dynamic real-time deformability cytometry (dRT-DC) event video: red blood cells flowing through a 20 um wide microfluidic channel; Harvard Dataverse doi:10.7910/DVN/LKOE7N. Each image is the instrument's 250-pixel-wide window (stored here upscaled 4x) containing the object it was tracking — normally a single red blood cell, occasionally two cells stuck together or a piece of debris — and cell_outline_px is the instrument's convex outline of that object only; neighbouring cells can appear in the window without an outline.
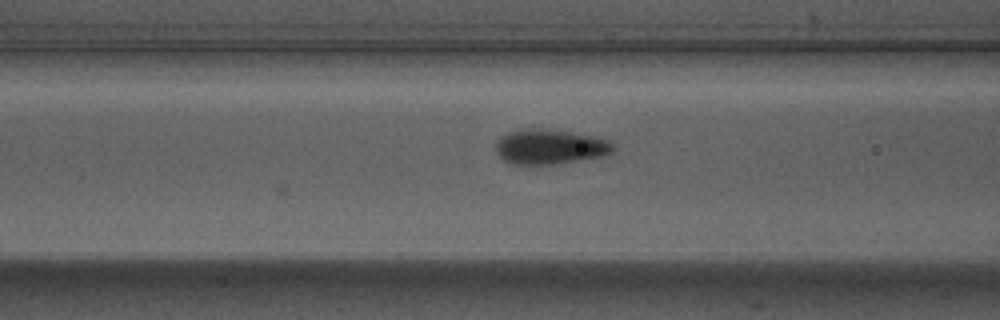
{"species": "Egyptian fruit bat (a non-hibernating species)", "species_latin": "Rousettus aegyptiacus", "temperature_condition": "warm", "stored_images_in_passage": 9, "camera_frame_rate_fps": 3000, "um_per_image_px": 0.085, "animal": {"sex": "male"}, "frame": {"image": 1, "passage_image": 9, "time_ms": 2.667, "image_size_px": [1000, 320], "cell_outline_px": [[616, 148], [612, 152], [604, 156], [556, 164], [512, 164], [504, 160], [496, 152], [496, 140], [500, 136], [508, 132], [520, 128], [540, 128], [596, 136], [608, 140]], "centroid_in_image_um": [46.73, 12.46], "position_along_channel_um": 119.9, "area_um2": 24.04}}